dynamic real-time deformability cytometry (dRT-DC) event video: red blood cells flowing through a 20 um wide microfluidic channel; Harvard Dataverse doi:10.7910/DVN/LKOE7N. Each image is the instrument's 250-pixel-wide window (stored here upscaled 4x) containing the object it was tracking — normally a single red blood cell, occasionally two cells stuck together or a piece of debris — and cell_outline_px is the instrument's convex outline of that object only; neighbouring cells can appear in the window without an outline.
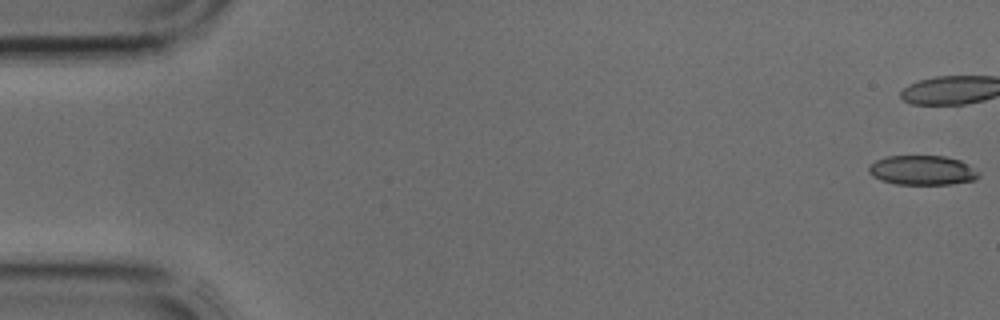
{"species": "common noctule bat (a hibernating species)", "species_latin": "Nyctalus noctula", "temperature_condition": "cold", "stored_images_in_passage": 5, "camera_frame_rate_fps": 3000, "um_per_image_px": 0.085, "animal": {"sex": "male", "body_mass_g": 17.9, "forearm_length_mm": 54.2}, "frame": {"image": 1, "passage_image": 1, "time_ms": 0.0, "image_size_px": [1000, 320], "cell_outline_px": [[980, 176], [976, 180], [952, 184], [896, 184], [880, 180], [872, 176], [868, 172], [868, 164], [884, 156], [944, 156], [960, 160], [980, 172]], "centroid_in_image_um": [78.38, 14.47], "position_along_channel_um": 6.6, "area_um2": 19.13}}